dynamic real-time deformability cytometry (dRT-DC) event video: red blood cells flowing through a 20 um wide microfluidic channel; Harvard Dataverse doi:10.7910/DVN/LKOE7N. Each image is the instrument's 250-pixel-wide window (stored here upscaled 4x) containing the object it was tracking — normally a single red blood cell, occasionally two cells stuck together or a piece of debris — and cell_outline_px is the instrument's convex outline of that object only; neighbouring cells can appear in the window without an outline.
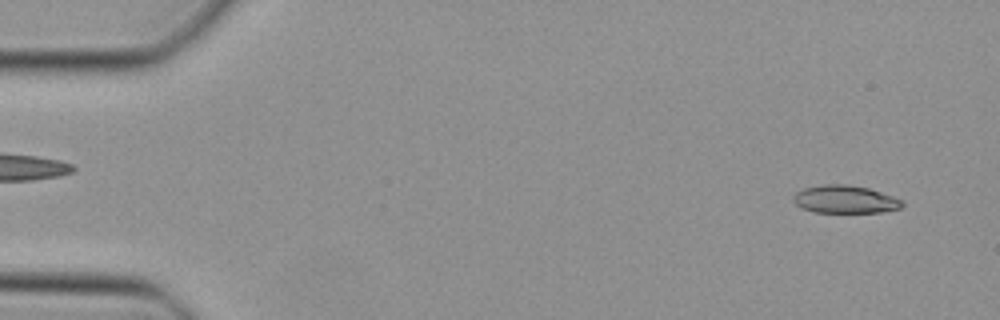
{"species": "Egyptian fruit bat (a non-hibernating species)", "species_latin": "Rousettus aegyptiacus", "temperature_condition": "cold", "stored_images_in_passage": 46, "camera_frame_rate_fps": 3000, "um_per_image_px": 0.085, "animal": {"sex": "female"}, "frame": {"image": 1, "passage_image": 2, "time_ms": 0.333, "image_size_px": [1000, 320], "cell_outline_px": [[904, 204], [900, 208], [880, 212], [816, 212], [804, 208], [796, 204], [792, 200], [792, 196], [796, 192], [804, 188], [824, 184], [848, 184], [868, 188], [904, 200]], "centroid_in_image_um": [71.83, 16.93], "position_along_channel_um": 13.2, "area_um2": 17.57}}
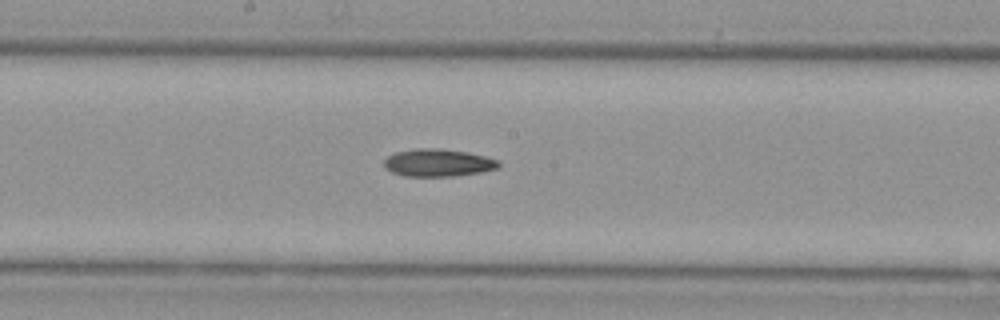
{"frame": {"image": 2, "passage_image": 24, "time_ms": 7.667, "image_size_px": [1000, 320], "cell_outline_px": [[500, 164], [496, 168], [480, 172], [452, 176], [404, 176], [392, 172], [384, 168], [384, 160], [388, 156], [396, 152], [416, 148], [440, 148], [468, 152], [500, 160]], "centroid_in_image_um": [37.21, 13.82], "position_along_channel_um": 211.0, "area_um2": 18.38}}
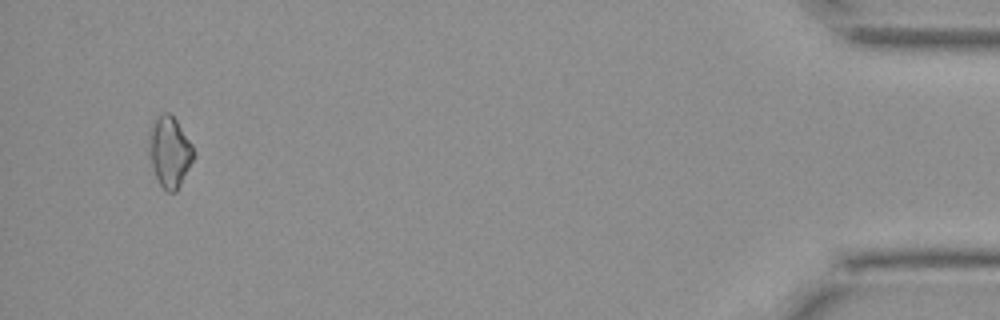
{"frame": {"image": 3, "passage_image": 44, "time_ms": 14.333, "image_size_px": [1000, 320], "cell_outline_px": [[196, 152], [176, 192], [168, 192], [160, 184], [156, 176], [148, 156], [148, 132], [152, 120], [156, 116], [164, 112], [168, 112], [176, 120], [192, 144]], "centroid_in_image_um": [14.38, 12.85], "position_along_channel_um": 420.8, "area_um2": 18.5}}